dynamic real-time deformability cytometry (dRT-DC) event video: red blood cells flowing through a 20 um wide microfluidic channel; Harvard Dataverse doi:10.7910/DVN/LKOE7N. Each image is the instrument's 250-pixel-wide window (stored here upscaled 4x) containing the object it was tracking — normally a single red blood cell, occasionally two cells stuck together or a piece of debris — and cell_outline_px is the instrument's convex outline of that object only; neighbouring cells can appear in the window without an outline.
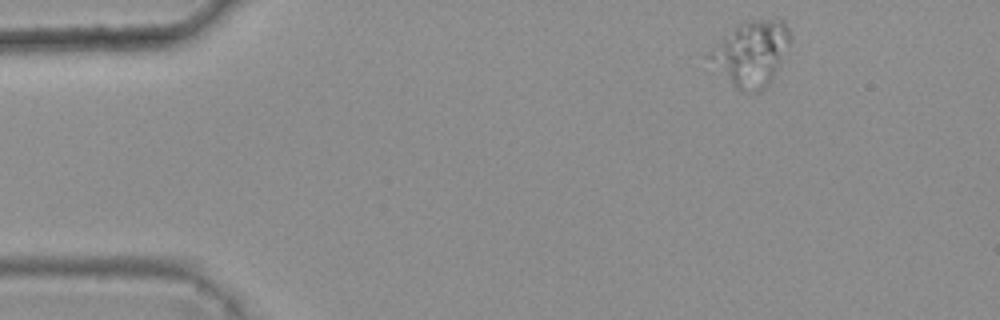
{"species": "common noctule bat (a hibernating species)", "species_latin": "Nyctalus noctula", "temperature_condition": "warm", "stored_images_in_passage": 3, "camera_frame_rate_fps": 3000, "um_per_image_px": 0.085, "animal": {"sex": "female", "body_mass_g": 25.1}, "frame": {"image": 1, "passage_image": 1, "time_ms": 0.0, "image_size_px": [1000, 320], "cell_outline_px": [[792, 40], [788, 48], [768, 84], [760, 92], [740, 92], [704, 56], [736, 24], [748, 20], [784, 20], [792, 36]], "centroid_in_image_um": [63.85, 4.52], "position_along_channel_um": 21.1, "area_um2": 30.46}}
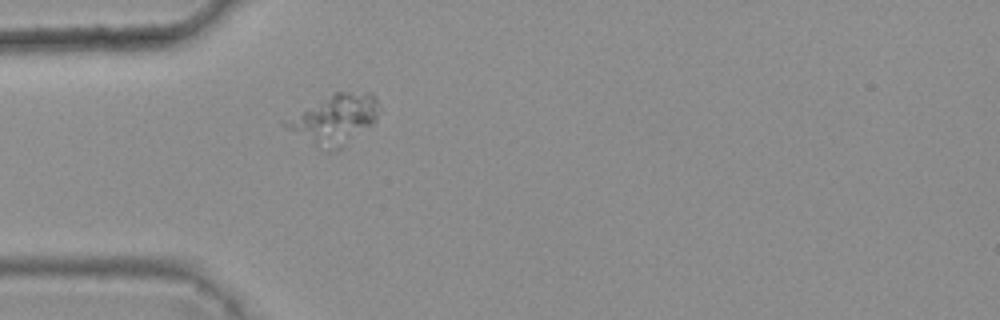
{"frame": {"image": 2, "passage_image": 3, "time_ms": 0.667, "image_size_px": [1000, 320], "cell_outline_px": [[380, 108], [376, 120], [372, 124], [336, 152], [328, 152], [316, 148], [280, 124], [332, 92], [372, 92], [376, 96], [380, 104]], "centroid_in_image_um": [28.48, 10.16], "position_along_channel_um": 56.5, "area_um2": 27.11}}